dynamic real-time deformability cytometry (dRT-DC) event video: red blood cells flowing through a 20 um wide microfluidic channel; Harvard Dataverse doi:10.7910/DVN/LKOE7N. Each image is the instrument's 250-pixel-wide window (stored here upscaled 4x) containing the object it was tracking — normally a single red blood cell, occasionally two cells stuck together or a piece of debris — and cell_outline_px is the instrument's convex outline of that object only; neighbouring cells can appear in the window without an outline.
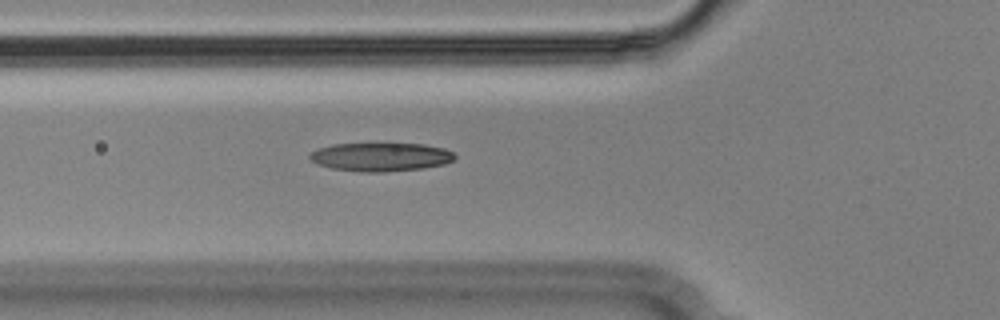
{"species": "Egyptian fruit bat (a non-hibernating species)", "species_latin": "Rousettus aegyptiacus", "temperature_condition": "cold", "stored_images_in_passage": 46, "camera_frame_rate_fps": 3000, "um_per_image_px": 0.085, "animal": {"sex": "male"}, "frame": {"image": 1, "passage_image": 10, "time_ms": 3.0, "image_size_px": [1000, 320], "cell_outline_px": [[456, 156], [452, 160], [444, 164], [424, 168], [384, 172], [360, 172], [332, 168], [316, 164], [308, 156], [312, 152], [320, 148], [332, 144], [424, 144], [444, 148], [452, 152]], "centroid_in_image_um": [32.36, 13.34], "position_along_channel_um": 93.4, "area_um2": 23.99}}
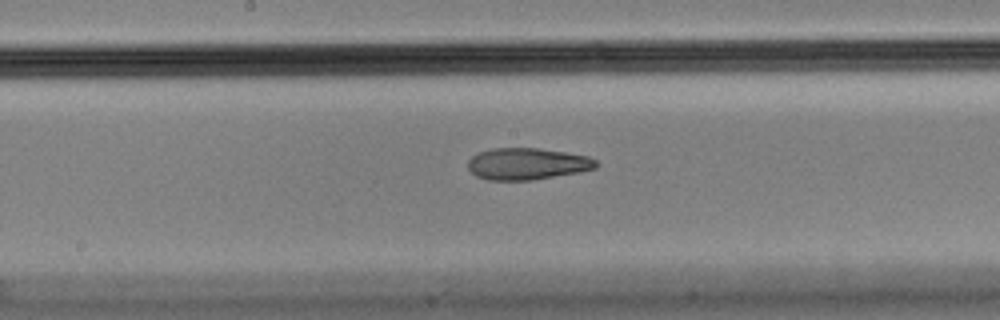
{"frame": {"image": 2, "passage_image": 19, "time_ms": 6.0, "image_size_px": [1000, 320], "cell_outline_px": [[600, 164], [596, 168], [580, 172], [532, 180], [488, 180], [476, 176], [468, 168], [468, 160], [472, 156], [480, 152], [492, 148], [540, 148], [588, 156], [596, 160]], "centroid_in_image_um": [44.83, 13.93], "position_along_channel_um": 203.4, "area_um2": 23.76}}
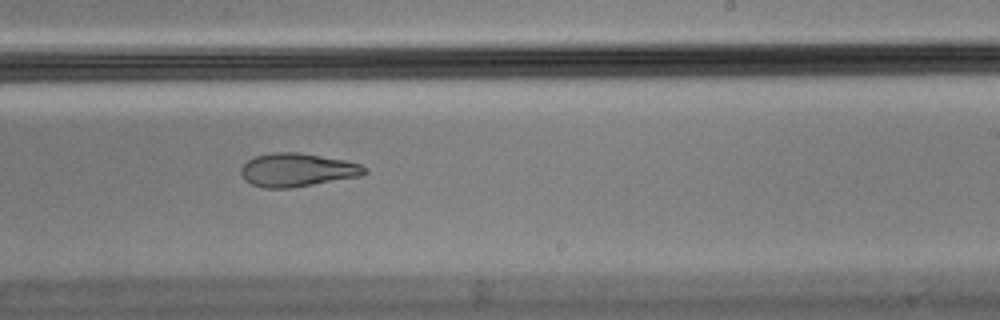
{"frame": {"image": 3, "passage_image": 24, "time_ms": 7.667, "image_size_px": [1000, 320], "cell_outline_px": [[368, 172], [360, 176], [292, 188], [264, 188], [252, 184], [244, 180], [240, 172], [240, 168], [248, 160], [256, 156], [272, 152], [296, 152], [344, 160], [360, 164], [368, 168]], "centroid_in_image_um": [25.25, 14.45], "position_along_channel_um": 263.7, "area_um2": 24.04}, "authors_computed_cell_mechanics": {"area_um2": 24.2182, "velocity_mm_per_s": 3.6369, "shape_relaxation_time_tau1_ms": null, "shape_relaxation_time_tau2_ms": 1.6861, "deformation_change_tau1": null, "deformation_change_tau2": 0.0825}}